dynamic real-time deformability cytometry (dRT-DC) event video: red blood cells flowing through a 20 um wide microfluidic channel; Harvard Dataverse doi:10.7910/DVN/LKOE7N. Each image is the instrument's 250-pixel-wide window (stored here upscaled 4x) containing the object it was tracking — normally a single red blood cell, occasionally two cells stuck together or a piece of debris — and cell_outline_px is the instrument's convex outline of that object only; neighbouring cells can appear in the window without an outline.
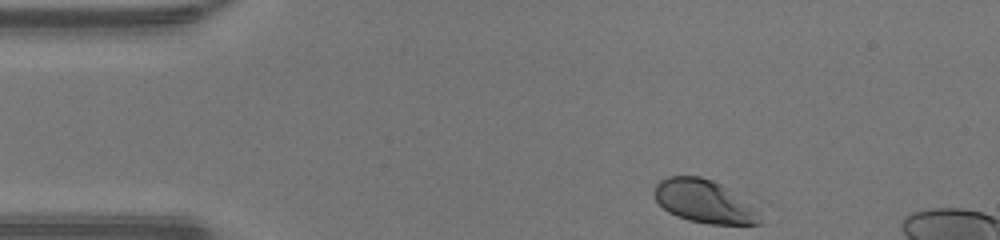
{"species": "human", "species_latin": "Homo sapiens", "temperature_condition": "warm", "stored_images_in_passage": 33, "camera_frame_rate_fps": 3000, "um_per_image_px": 0.085, "donor": {"sex": "male"}, "frame": {"image": 1, "passage_image": 1, "time_ms": 0.0, "image_size_px": [1000, 240], "cell_outline_px": [[764, 224], [708, 224], [688, 220], [676, 216], [668, 212], [656, 200], [652, 192], [656, 184], [660, 180], [668, 176], [700, 176], [712, 180], [728, 188], [748, 204], [756, 212]], "centroid_in_image_um": [59.78, 17.12], "position_along_channel_um": 25.2, "area_um2": 26.18}}
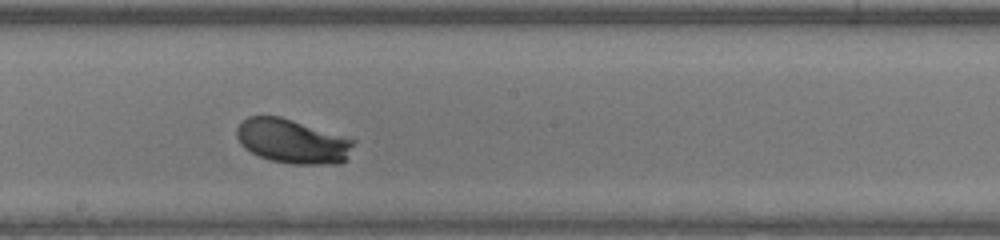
{"frame": {"image": 2, "passage_image": 20, "time_ms": 6.333, "image_size_px": [1000, 240], "cell_outline_px": [[356, 140], [348, 160], [340, 164], [292, 164], [272, 160], [260, 156], [244, 148], [240, 144], [236, 136], [236, 128], [248, 116], [280, 116]], "centroid_in_image_um": [24.88, 12.02], "position_along_channel_um": 223.3, "area_um2": 30.17}}
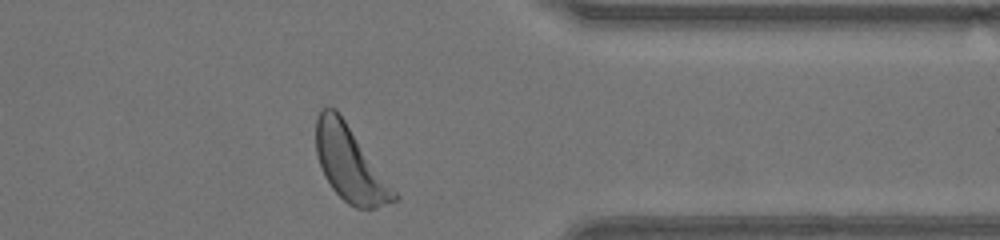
{"frame": {"image": 3, "passage_image": 32, "time_ms": 10.333, "image_size_px": [1000, 240], "cell_outline_px": [[400, 196], [396, 200], [376, 208], [356, 208], [348, 204], [332, 188], [324, 176], [316, 152], [316, 116], [324, 108], [336, 108]], "centroid_in_image_um": [29.75, 13.94], "position_along_channel_um": 381.7, "area_um2": 33.7}, "authors_computed_cell_mechanics": {"area_um2": 28.9578, "velocity_mm_per_s": 4.2703, "shape_relaxation_time_tau1_ms": 1.3238, "shape_relaxation_time_tau2_ms": null, "deformation_change_tau1": 0.1136, "deformation_change_tau2": null}}